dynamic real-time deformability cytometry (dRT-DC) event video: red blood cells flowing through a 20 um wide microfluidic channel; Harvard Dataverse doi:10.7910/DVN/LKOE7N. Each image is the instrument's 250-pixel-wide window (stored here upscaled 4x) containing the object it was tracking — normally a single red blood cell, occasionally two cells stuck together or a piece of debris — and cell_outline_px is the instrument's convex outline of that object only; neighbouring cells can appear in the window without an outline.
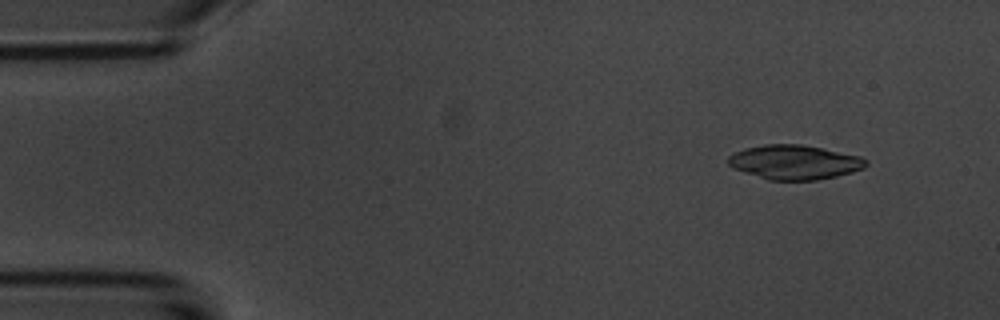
{"species": "common noctule bat (a hibernating species)", "species_latin": "Nyctalus noctula", "temperature_condition": "room temperature", "stored_images_in_passage": 4, "camera_frame_rate_fps": 3000, "um_per_image_px": 0.085, "animal": {"sex": "male", "body_mass_g": 20.1, "forearm_length_mm": 53.5}, "frame": {"image": 1, "passage_image": 1, "time_ms": 0.0, "image_size_px": [1000, 320], "cell_outline_px": [[868, 164], [864, 168], [852, 172], [836, 176], [816, 180], [768, 180], [732, 168], [728, 164], [728, 156], [744, 148], [764, 144], [800, 144], [860, 156], [868, 160]], "centroid_in_image_um": [67.52, 13.79], "position_along_channel_um": 17.5, "area_um2": 27.57}}